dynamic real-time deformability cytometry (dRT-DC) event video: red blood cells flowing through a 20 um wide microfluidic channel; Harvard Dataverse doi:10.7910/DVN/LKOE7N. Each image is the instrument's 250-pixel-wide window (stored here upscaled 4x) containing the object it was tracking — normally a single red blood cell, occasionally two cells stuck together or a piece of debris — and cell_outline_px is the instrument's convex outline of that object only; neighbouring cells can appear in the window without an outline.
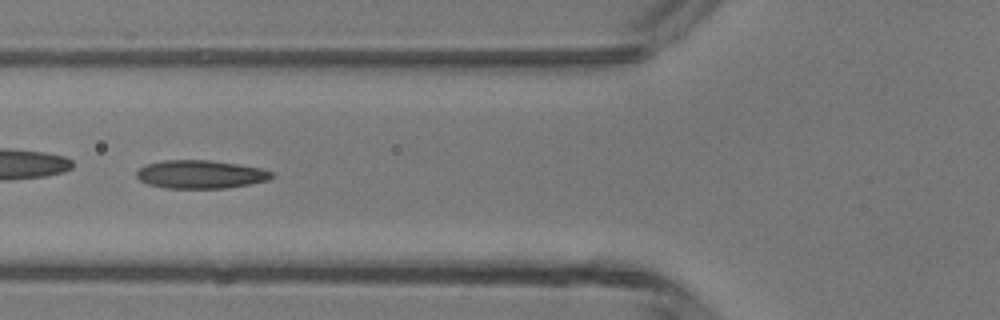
{"species": "common noctule bat (a hibernating species)", "species_latin": "Nyctalus noctula", "temperature_condition": "room temperature", "stored_images_in_passage": 6, "camera_frame_rate_fps": 3000, "um_per_image_px": 0.085, "animal": {"sex": "male", "body_mass_g": 13.3}, "frame": {"image": 1, "passage_image": 6, "time_ms": 5.667, "image_size_px": [1000, 320], "cell_outline_px": [[272, 176], [268, 180], [228, 188], [164, 188], [148, 184], [140, 180], [136, 176], [136, 172], [140, 168], [148, 164], [164, 160], [212, 160], [260, 168], [272, 172]], "centroid_in_image_um": [17.02, 14.82], "position_along_channel_um": 108.8, "area_um2": 22.08}}